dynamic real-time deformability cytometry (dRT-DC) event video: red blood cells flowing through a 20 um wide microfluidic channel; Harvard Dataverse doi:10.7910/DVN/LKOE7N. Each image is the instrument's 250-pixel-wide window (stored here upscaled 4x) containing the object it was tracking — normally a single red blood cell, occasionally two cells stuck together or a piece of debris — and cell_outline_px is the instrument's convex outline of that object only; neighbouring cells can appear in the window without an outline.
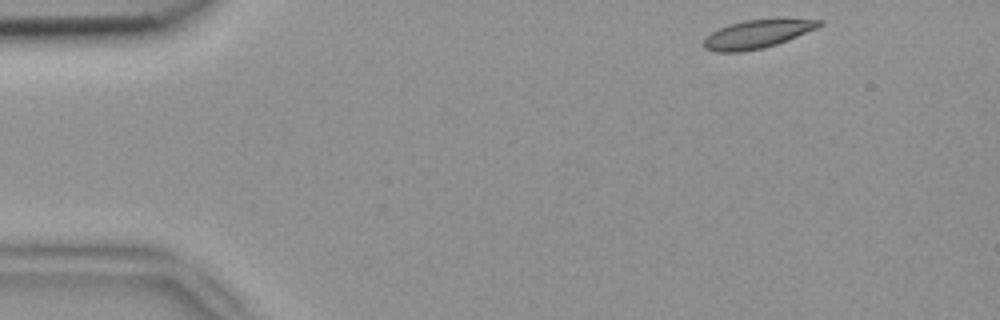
{"species": "common noctule bat (a hibernating species)", "species_latin": "Nyctalus noctula", "temperature_condition": "room temperature", "stored_images_in_passage": 48, "segment_of_instrument_passage": [1, 2], "camera_frame_rate_fps": 3000, "um_per_image_px": 0.085, "animal": {"sex": "female", "body_mass_g": 18.4}, "frame": {"image": 1, "passage_image": 1, "time_ms": 0.0, "image_size_px": [1000, 320], "cell_outline_px": [[824, 24], [816, 28], [788, 40], [764, 48], [740, 52], [716, 52], [704, 48], [704, 40], [712, 32], [728, 24], [744, 20], [776, 16], [780, 16], [824, 20]], "centroid_in_image_um": [64.46, 2.84], "position_along_channel_um": 20.5, "area_um2": 19.83}}
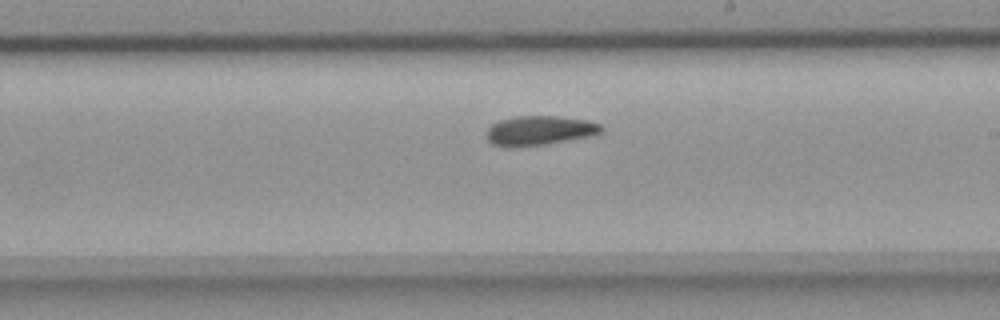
{"frame": {"image": 2, "passage_image": 25, "time_ms": 8.0, "image_size_px": [1000, 320], "cell_outline_px": [[604, 128], [600, 132], [588, 136], [544, 144], [508, 148], [492, 144], [484, 136], [484, 132], [492, 124], [500, 120], [516, 116], [556, 116], [588, 120], [600, 124]], "centroid_in_image_um": [45.78, 11.09], "position_along_channel_um": 243.2, "area_um2": 19.71}}
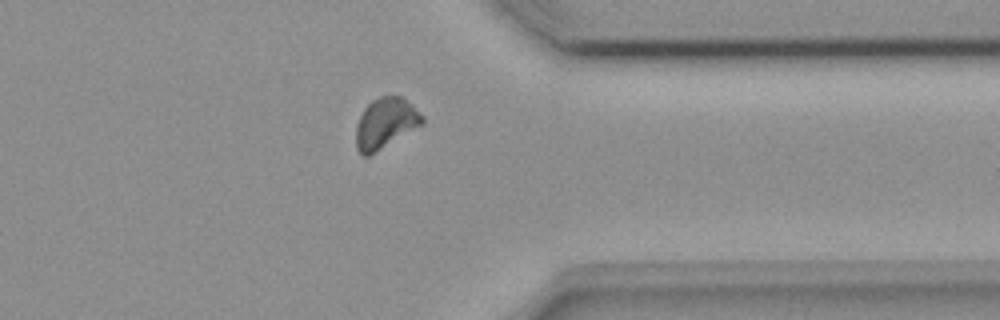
{"frame": {"image": 3, "passage_image": 36, "time_ms": 11.667, "image_size_px": [1000, 320], "cell_outline_px": [[424, 124], [376, 152], [368, 156], [364, 156], [356, 148], [356, 124], [364, 108], [372, 100], [380, 96], [400, 96], [412, 104], [424, 116]], "centroid_in_image_um": [32.78, 10.47], "position_along_channel_um": 378.6, "area_um2": 19.59}}